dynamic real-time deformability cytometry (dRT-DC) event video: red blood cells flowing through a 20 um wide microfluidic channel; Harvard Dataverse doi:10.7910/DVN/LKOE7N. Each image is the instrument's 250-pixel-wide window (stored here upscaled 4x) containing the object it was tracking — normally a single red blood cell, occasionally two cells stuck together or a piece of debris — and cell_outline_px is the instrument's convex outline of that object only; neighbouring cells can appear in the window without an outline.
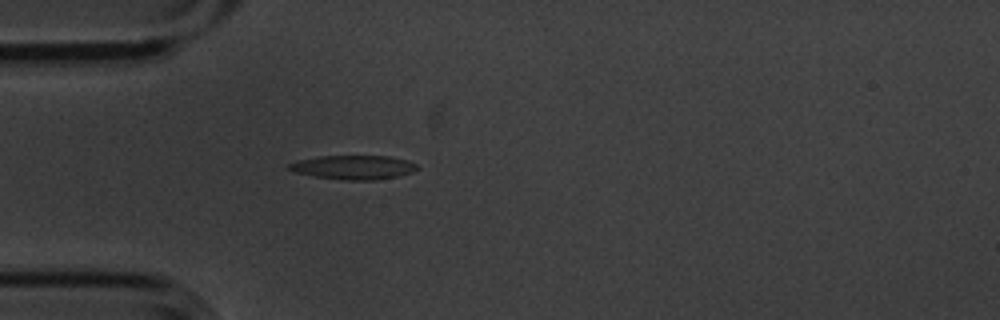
{"species": "common noctule bat (a hibernating species)", "species_latin": "Nyctalus noctula", "temperature_condition": "cold", "stored_images_in_passage": 4, "camera_frame_rate_fps": 3000, "um_per_image_px": 0.085, "animal": {"sex": "male", "body_mass_g": 20.1, "forearm_length_mm": 53.5}, "frame": {"image": 1, "passage_image": 4, "time_ms": 1.0, "image_size_px": [1000, 320], "cell_outline_px": [[420, 168], [412, 172], [396, 176], [376, 180], [344, 180], [316, 176], [296, 172], [288, 168], [288, 164], [296, 160], [320, 156], [388, 156], [404, 160], [416, 164]], "centroid_in_image_um": [30.04, 14.22], "position_along_channel_um": 55.0, "area_um2": 17.74}}